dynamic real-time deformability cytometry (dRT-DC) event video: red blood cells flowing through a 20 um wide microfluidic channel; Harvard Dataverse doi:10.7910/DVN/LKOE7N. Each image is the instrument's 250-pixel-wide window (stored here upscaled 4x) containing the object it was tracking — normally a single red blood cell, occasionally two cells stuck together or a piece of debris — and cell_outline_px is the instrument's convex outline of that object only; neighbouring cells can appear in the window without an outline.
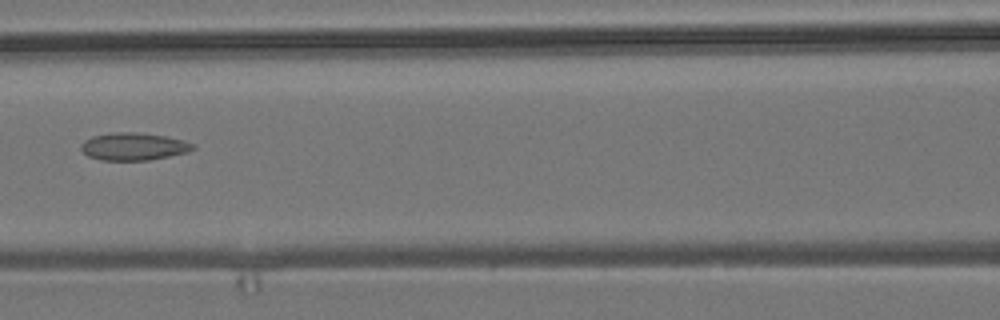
{"species": "common noctule bat (a hibernating species)", "species_latin": "Nyctalus noctula", "temperature_condition": "room temperature", "stored_images_in_passage": 6, "camera_frame_rate_fps": 3000, "um_per_image_px": 0.085, "animal": {"sex": "male", "body_mass_g": 19.2, "forearm_length_mm": 51.8}, "frame": {"image": 1, "passage_image": 6, "time_ms": 6.0, "image_size_px": [1000, 320], "cell_outline_px": [[196, 148], [188, 152], [148, 160], [100, 160], [88, 156], [80, 148], [80, 144], [84, 140], [92, 136], [112, 132], [136, 132], [164, 136], [184, 140], [196, 144]], "centroid_in_image_um": [11.35, 12.44], "position_along_channel_um": 155.2, "area_um2": 18.03}}